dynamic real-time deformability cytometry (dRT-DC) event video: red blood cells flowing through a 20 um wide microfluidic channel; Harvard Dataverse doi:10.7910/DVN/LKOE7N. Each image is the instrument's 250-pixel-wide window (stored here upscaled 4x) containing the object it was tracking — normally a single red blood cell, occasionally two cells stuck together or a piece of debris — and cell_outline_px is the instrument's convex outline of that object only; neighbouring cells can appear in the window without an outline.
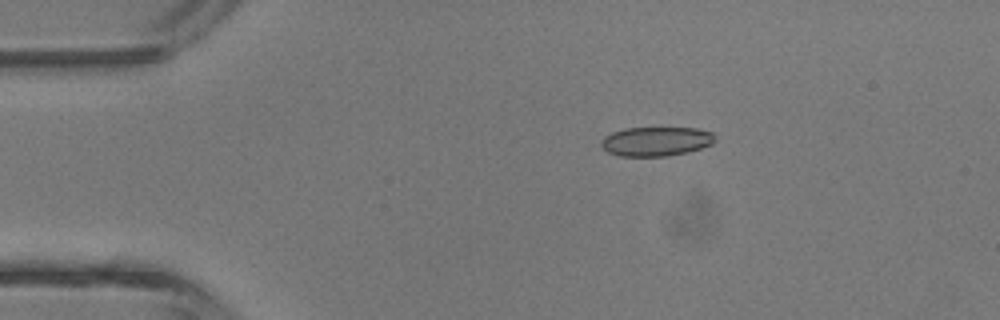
{"species": "common noctule bat (a hibernating species)", "species_latin": "Nyctalus noctula", "temperature_condition": "room temperature", "stored_images_in_passage": 4, "camera_frame_rate_fps": 3000, "um_per_image_px": 0.085, "animal": {"sex": "male", "body_mass_g": 13.3}, "frame": {"image": 1, "passage_image": 3, "time_ms": 2.333, "image_size_px": [1000, 320], "cell_outline_px": [[716, 140], [712, 144], [688, 152], [664, 156], [620, 156], [608, 152], [600, 144], [600, 140], [604, 136], [612, 132], [624, 128], [696, 128], [712, 132]], "centroid_in_image_um": [55.75, 12.01], "position_along_channel_um": 29.3, "area_um2": 19.42}}